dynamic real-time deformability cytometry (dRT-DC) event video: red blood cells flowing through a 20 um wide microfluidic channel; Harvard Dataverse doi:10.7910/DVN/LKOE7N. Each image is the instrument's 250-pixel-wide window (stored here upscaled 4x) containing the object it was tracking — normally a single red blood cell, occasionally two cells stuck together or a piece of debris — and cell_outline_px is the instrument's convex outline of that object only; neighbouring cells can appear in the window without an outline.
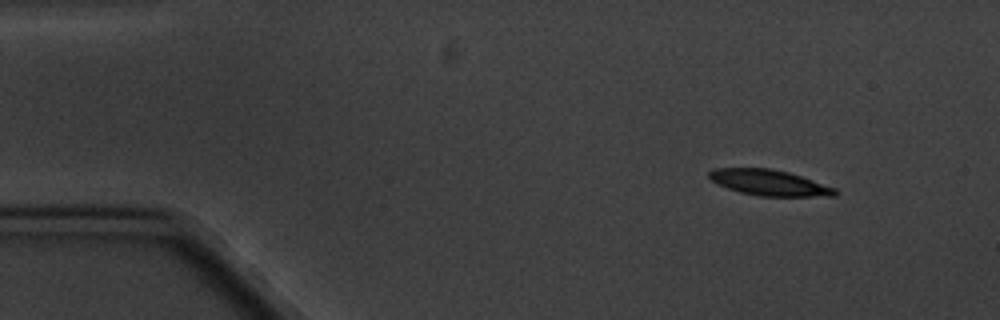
{"species": "common noctule bat (a hibernating species)", "species_latin": "Nyctalus noctula", "temperature_condition": "cold", "stored_images_in_passage": 4, "camera_frame_rate_fps": 3000, "um_per_image_px": 0.085, "animal": {"sex": "male", "body_mass_g": 20.1, "forearm_length_mm": 53.5}, "frame": {"image": 1, "passage_image": 2, "time_ms": 2.0, "image_size_px": [1000, 320], "cell_outline_px": [[840, 192], [836, 196], [760, 196], [740, 192], [728, 188], [712, 180], [708, 176], [708, 172], [712, 168], [772, 168], [788, 172], [836, 188]], "centroid_in_image_um": [65.41, 15.52], "position_along_channel_um": 19.6, "area_um2": 18.84}}